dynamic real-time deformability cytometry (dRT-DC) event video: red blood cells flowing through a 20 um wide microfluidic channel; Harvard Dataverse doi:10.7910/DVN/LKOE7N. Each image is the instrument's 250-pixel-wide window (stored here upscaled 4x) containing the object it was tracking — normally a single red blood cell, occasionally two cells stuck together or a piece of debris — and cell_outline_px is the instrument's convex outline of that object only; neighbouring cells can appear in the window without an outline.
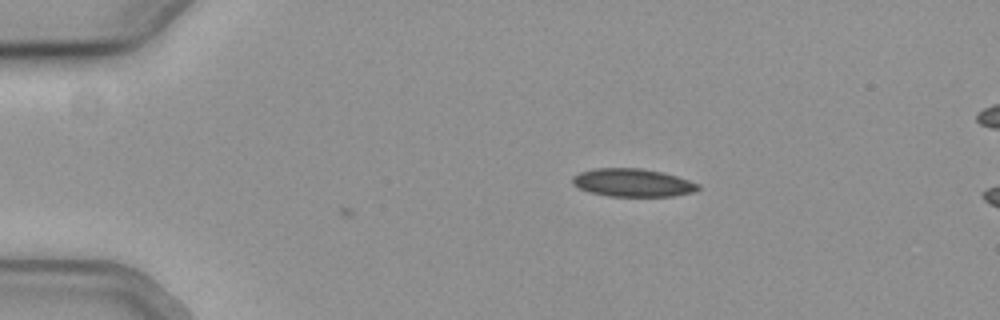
{"species": "common noctule bat (a hibernating species)", "species_latin": "Nyctalus noctula", "temperature_condition": "cold", "stored_images_in_passage": 4, "camera_frame_rate_fps": 3000, "um_per_image_px": 0.085, "animal": {"sex": "female", "body_mass_g": 19.3, "forearm_length_mm": 54.1}, "frame": {"image": 1, "passage_image": 4, "time_ms": 1.0, "image_size_px": [1000, 320], "cell_outline_px": [[700, 188], [696, 192], [672, 196], [608, 196], [588, 192], [572, 184], [572, 176], [580, 172], [592, 168], [640, 168], [664, 172], [700, 184]], "centroid_in_image_um": [53.77, 15.52], "position_along_channel_um": 31.2, "area_um2": 20.69}}